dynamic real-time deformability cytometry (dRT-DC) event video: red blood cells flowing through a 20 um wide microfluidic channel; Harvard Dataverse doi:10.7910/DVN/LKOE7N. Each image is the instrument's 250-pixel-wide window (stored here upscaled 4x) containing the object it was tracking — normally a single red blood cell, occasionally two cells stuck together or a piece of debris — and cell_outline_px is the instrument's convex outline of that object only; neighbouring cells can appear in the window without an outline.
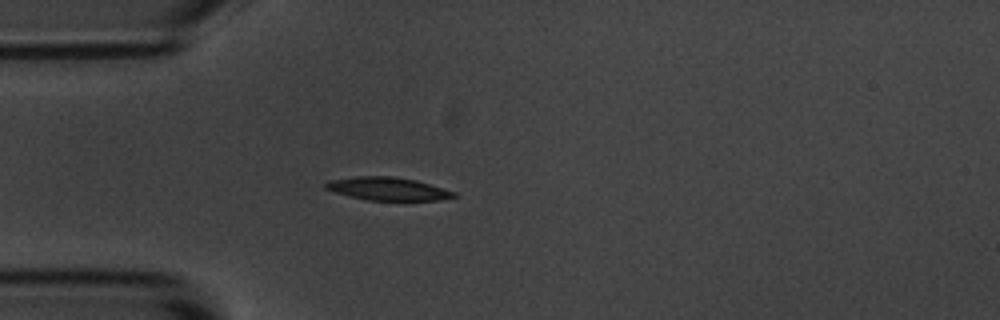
{"species": "common noctule bat (a hibernating species)", "species_latin": "Nyctalus noctula", "temperature_condition": "room temperature", "stored_images_in_passage": 1, "camera_frame_rate_fps": 3000, "um_per_image_px": 0.085, "animal": {"sex": "male", "body_mass_g": 20.1, "forearm_length_mm": 53.5}, "frame": {"image": 1, "passage_image": 1, "time_ms": 0.0, "image_size_px": [1000, 320], "cell_outline_px": [[460, 196], [440, 200], [368, 200], [336, 192], [324, 188], [324, 184], [328, 180], [356, 176], [396, 176], [416, 180], [456, 192]], "centroid_in_image_um": [32.99, 16.04], "position_along_channel_um": 52.0, "area_um2": 17.22}}